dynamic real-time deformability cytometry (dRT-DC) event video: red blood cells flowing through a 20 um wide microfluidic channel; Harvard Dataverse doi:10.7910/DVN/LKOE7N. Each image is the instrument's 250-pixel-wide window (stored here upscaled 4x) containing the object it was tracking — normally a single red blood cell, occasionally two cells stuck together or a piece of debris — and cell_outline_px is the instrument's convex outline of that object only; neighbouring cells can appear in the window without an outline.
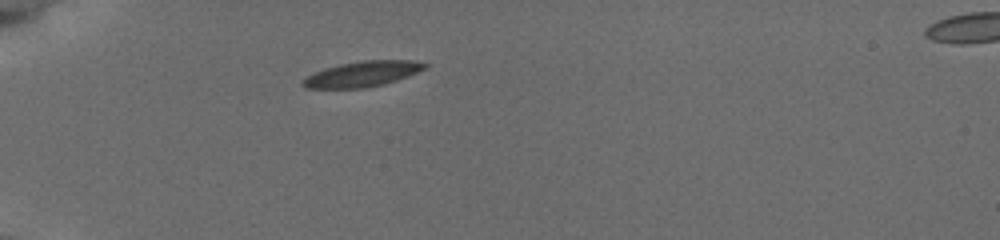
{"species": "common noctule bat (a hibernating species)", "species_latin": "Nyctalus noctula", "temperature_condition": "cold", "stored_images_in_passage": 8, "camera_frame_rate_fps": 3000, "um_per_image_px": 0.085, "animal": {"sex": "female", "body_mass_g": 19.5, "forearm_length_mm": 54.1}, "frame": {"image": 1, "passage_image": 1, "time_ms": 0.0, "image_size_px": [1000, 240], "cell_outline_px": [[428, 68], [408, 76], [384, 84], [364, 88], [304, 88], [300, 84], [308, 76], [324, 68], [340, 64], [360, 60], [412, 60], [428, 64]], "centroid_in_image_um": [30.83, 6.28], "position_along_channel_um": 54.2, "area_um2": 18.09}}
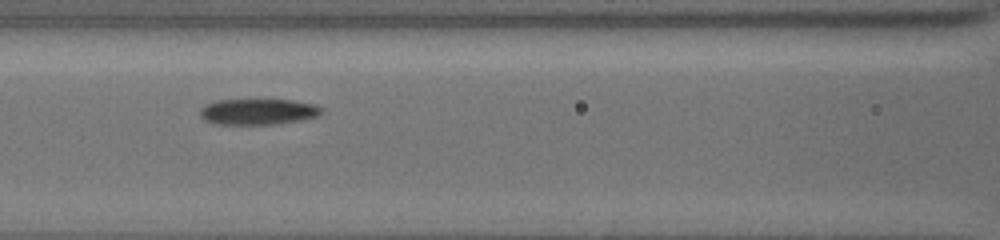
{"frame": {"image": 2, "passage_image": 5, "time_ms": 3.0, "image_size_px": [1000, 240], "cell_outline_px": [[324, 108], [320, 116], [300, 120], [276, 124], [216, 124], [204, 120], [200, 116], [200, 108], [204, 104], [216, 100], [292, 100], [316, 104]], "centroid_in_image_um": [21.95, 9.49], "position_along_channel_um": 144.7, "area_um2": 18.55}}
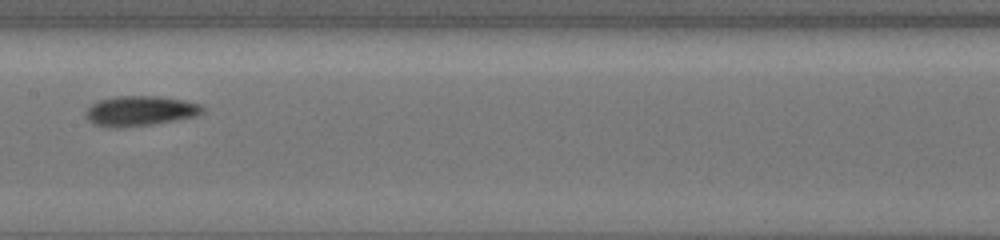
{"frame": {"image": 3, "passage_image": 7, "time_ms": 4.333, "image_size_px": [1000, 240], "cell_outline_px": [[204, 112], [196, 116], [148, 124], [96, 124], [88, 120], [88, 108], [96, 100], [116, 96], [160, 96], [184, 100], [200, 104], [204, 108]], "centroid_in_image_um": [12.0, 9.35], "position_along_channel_um": 195.4, "area_um2": 19.31}}